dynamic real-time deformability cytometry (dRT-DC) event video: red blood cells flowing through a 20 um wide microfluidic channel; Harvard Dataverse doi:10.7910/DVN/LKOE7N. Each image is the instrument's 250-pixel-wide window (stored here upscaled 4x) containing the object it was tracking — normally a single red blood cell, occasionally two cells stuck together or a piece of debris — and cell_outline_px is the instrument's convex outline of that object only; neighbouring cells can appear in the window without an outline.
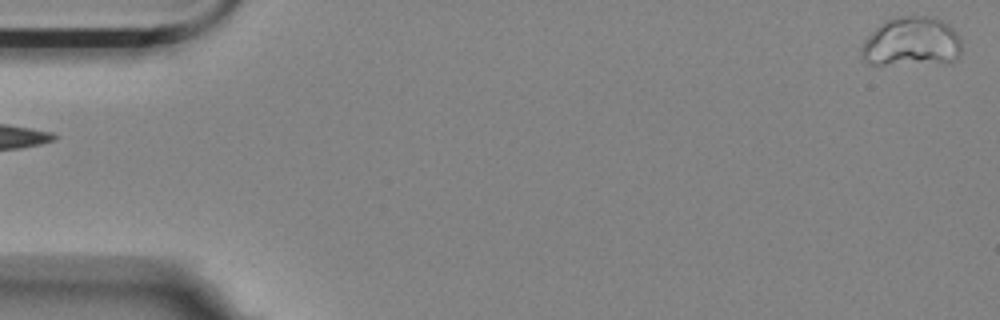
{"species": "Egyptian fruit bat (a non-hibernating species)", "species_latin": "Rousettus aegyptiacus", "temperature_condition": "room temperature", "stored_images_in_passage": 4, "segment_of_instrument_passage": [2, 2], "camera_frame_rate_fps": 3000, "um_per_image_px": 0.085, "animal": {"sex": "female"}, "frame": {"image": 1, "passage_image": 4, "time_ms": 3.667, "image_size_px": [1000, 320], "cell_outline_px": [[960, 52], [956, 60], [884, 64], [868, 64], [864, 60], [860, 52], [860, 48], [864, 40], [884, 20], [892, 16], [936, 16], [948, 24], [960, 36]], "centroid_in_image_um": [77.45, 3.51], "position_along_channel_um": 7.6, "area_um2": 28.61}}